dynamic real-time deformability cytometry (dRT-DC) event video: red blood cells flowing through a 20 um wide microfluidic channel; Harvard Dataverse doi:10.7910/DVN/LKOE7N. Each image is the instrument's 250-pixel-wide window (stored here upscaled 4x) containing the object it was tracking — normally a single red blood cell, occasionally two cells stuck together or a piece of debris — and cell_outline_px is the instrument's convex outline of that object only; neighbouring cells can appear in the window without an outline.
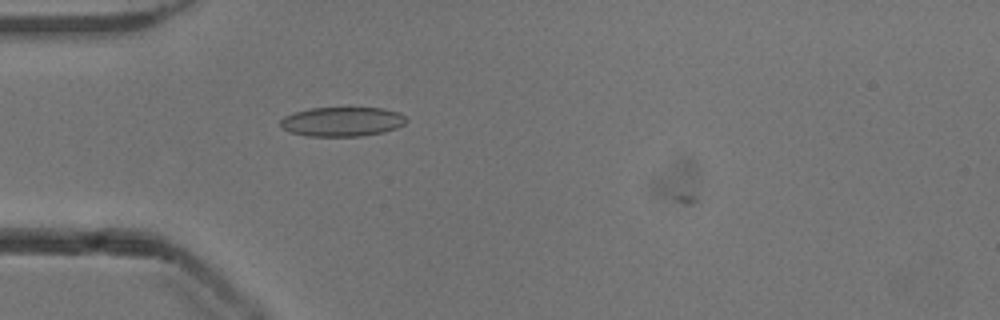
{"species": "common noctule bat (a hibernating species)", "species_latin": "Nyctalus noctula", "temperature_condition": "cold", "stored_images_in_passage": 40, "camera_frame_rate_fps": 3000, "um_per_image_px": 0.085, "animal": {"sex": "male", "body_mass_g": 13.3}, "frame": {"image": 1, "passage_image": 8, "time_ms": 2.333, "image_size_px": [1000, 320], "cell_outline_px": [[408, 120], [404, 124], [396, 128], [384, 132], [360, 136], [308, 136], [292, 132], [284, 128], [280, 124], [280, 120], [284, 116], [296, 112], [312, 108], [380, 108], [400, 112]], "centroid_in_image_um": [29.12, 10.34], "position_along_channel_um": 55.9, "area_um2": 21.39}}
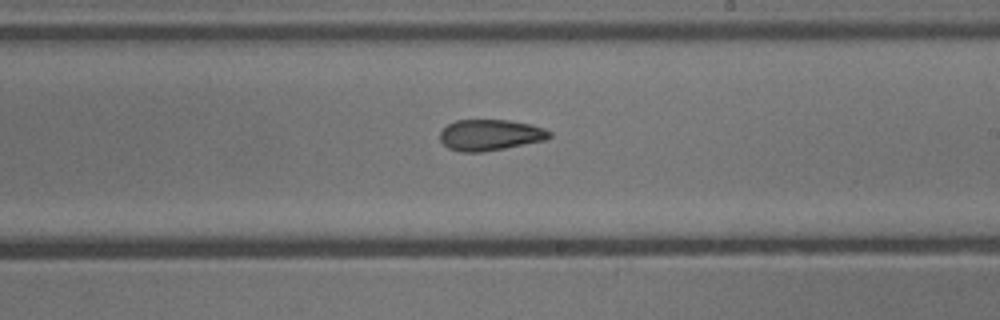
{"frame": {"image": 2, "passage_image": 23, "time_ms": 7.333, "image_size_px": [1000, 320], "cell_outline_px": [[552, 136], [548, 140], [484, 152], [460, 152], [448, 148], [440, 140], [440, 132], [448, 124], [456, 120], [508, 120], [532, 124], [544, 128], [552, 132]], "centroid_in_image_um": [41.7, 11.48], "position_along_channel_um": 247.3, "area_um2": 20.06}}
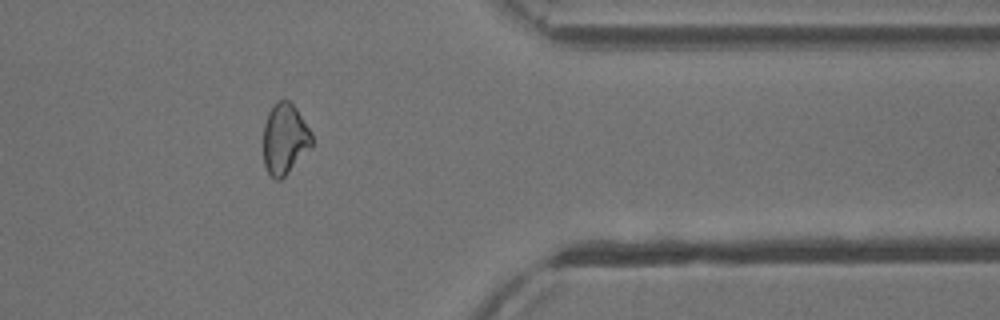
{"frame": {"image": 3, "passage_image": 35, "time_ms": 11.333, "image_size_px": [1000, 320], "cell_outline_px": [[312, 144], [288, 172], [280, 180], [276, 180], [268, 172], [264, 164], [264, 124], [268, 112], [272, 104], [280, 100], [288, 100], [296, 108], [312, 132]], "centroid_in_image_um": [24.19, 11.77], "position_along_channel_um": 387.2, "area_um2": 19.71}}